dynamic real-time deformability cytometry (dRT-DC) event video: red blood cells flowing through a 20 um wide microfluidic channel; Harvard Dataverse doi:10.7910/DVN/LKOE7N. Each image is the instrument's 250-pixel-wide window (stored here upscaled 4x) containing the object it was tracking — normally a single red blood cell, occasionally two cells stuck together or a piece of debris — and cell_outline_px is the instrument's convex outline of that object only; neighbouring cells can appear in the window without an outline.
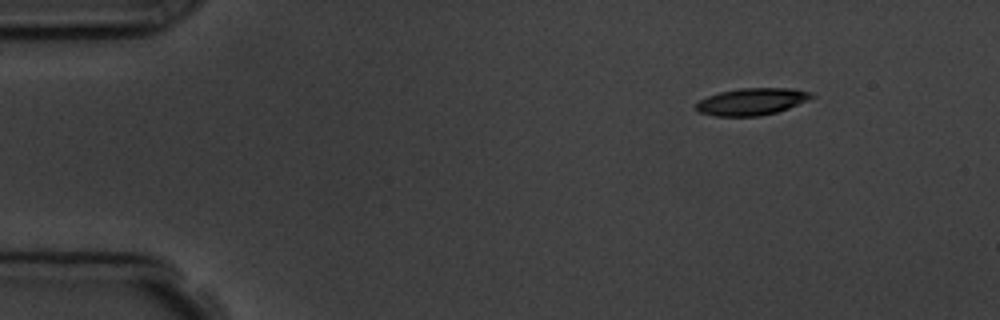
{"species": "common noctule bat (a hibernating species)", "species_latin": "Nyctalus noctula", "temperature_condition": "room temperature", "stored_images_in_passage": 7, "camera_frame_rate_fps": 3000, "um_per_image_px": 0.085, "animal": {"sex": "male", "body_mass_g": 19.5, "forearm_length_mm": 54.6}, "frame": {"image": 1, "passage_image": 1, "time_ms": 0.0, "image_size_px": [1000, 320], "cell_outline_px": [[816, 96], [788, 108], [776, 112], [760, 116], [716, 116], [700, 112], [696, 108], [696, 104], [700, 100], [708, 96], [720, 92], [740, 88], [796, 88], [812, 92]], "centroid_in_image_um": [63.94, 8.62], "position_along_channel_um": 21.1, "area_um2": 18.09}}
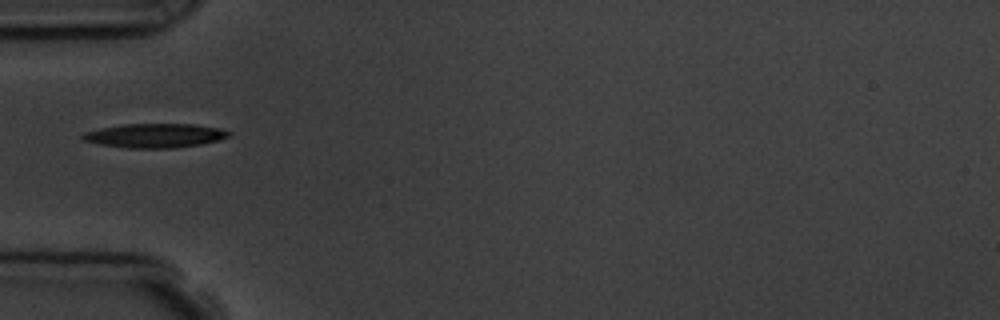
{"frame": {"image": 2, "passage_image": 4, "time_ms": 3.667, "image_size_px": [1000, 320], "cell_outline_px": [[232, 132], [228, 136], [216, 140], [200, 144], [172, 148], [128, 148], [100, 144], [80, 140], [80, 136], [84, 132], [100, 128], [124, 124], [196, 124], [220, 128]], "centroid_in_image_um": [13.12, 11.52], "position_along_channel_um": 71.9, "area_um2": 20.52}}